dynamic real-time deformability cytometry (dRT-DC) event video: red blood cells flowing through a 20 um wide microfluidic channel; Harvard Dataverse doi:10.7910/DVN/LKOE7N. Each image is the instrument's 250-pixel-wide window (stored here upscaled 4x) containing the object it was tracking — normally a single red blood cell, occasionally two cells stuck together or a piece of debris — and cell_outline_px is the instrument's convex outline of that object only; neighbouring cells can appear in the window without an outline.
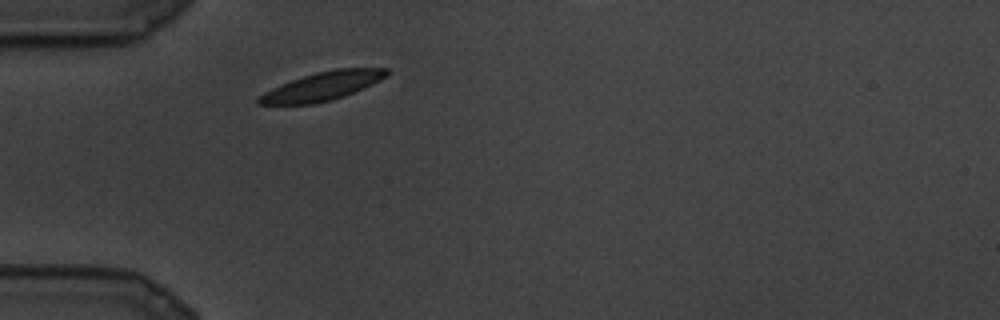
{"species": "common noctule bat (a hibernating species)", "species_latin": "Nyctalus noctula", "temperature_condition": "cold", "stored_images_in_passage": 4, "camera_frame_rate_fps": 3000, "um_per_image_px": 0.085, "animal": {"sex": "male", "body_mass_g": 19.5, "forearm_length_mm": 54.6}, "frame": {"image": 1, "passage_image": 1, "time_ms": 0.0, "image_size_px": [1000, 320], "cell_outline_px": [[388, 76], [364, 88], [344, 96], [332, 100], [312, 104], [260, 104], [256, 100], [264, 92], [272, 88], [292, 80], [316, 72], [336, 68], [388, 68]], "centroid_in_image_um": [27.44, 7.32], "position_along_channel_um": 57.6, "area_um2": 21.04}}